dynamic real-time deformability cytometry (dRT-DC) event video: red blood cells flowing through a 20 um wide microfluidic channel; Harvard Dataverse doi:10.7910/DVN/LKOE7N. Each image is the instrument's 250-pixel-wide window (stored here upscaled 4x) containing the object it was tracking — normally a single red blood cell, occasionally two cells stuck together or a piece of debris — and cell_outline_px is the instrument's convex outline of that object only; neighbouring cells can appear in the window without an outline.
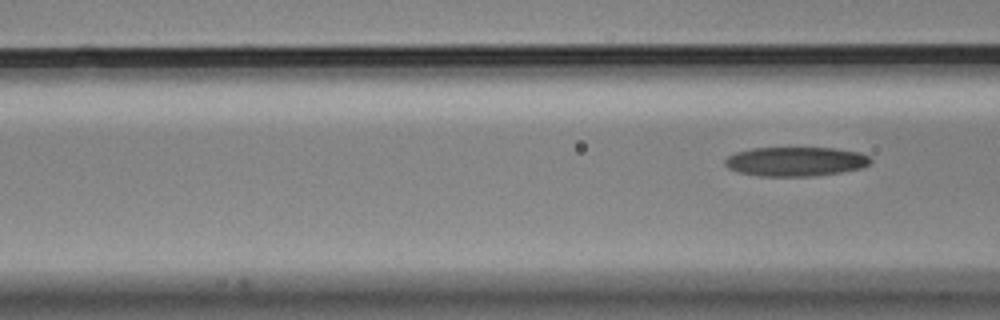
{"species": "Egyptian fruit bat (a non-hibernating species)", "species_latin": "Rousettus aegyptiacus", "temperature_condition": "cold", "stored_images_in_passage": 9, "camera_frame_rate_fps": 3000, "um_per_image_px": 0.085, "animal": {"sex": "male"}, "frame": {"image": 1, "passage_image": 9, "time_ms": 2.667, "image_size_px": [1000, 320], "cell_outline_px": [[872, 160], [864, 168], [840, 172], [812, 176], [760, 176], [740, 172], [728, 168], [724, 164], [724, 160], [728, 156], [736, 152], [752, 148], [836, 148], [860, 152], [868, 156]], "centroid_in_image_um": [67.64, 13.72], "position_along_channel_um": 99.0, "area_um2": 24.85}}